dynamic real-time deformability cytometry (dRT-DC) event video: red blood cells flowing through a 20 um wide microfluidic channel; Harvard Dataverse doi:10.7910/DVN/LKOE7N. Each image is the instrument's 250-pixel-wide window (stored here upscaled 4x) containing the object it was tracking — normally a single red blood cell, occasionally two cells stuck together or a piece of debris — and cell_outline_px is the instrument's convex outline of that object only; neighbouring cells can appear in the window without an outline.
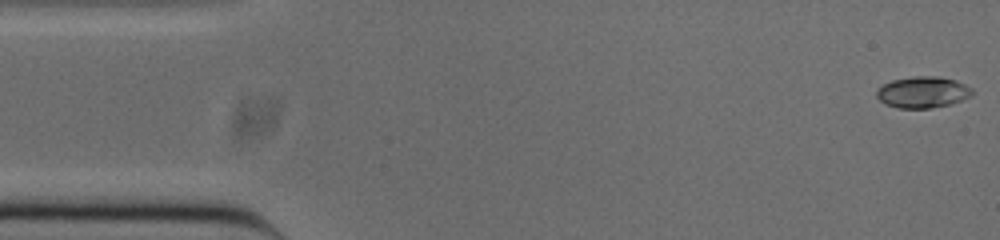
{"species": "common noctule bat (a hibernating species)", "species_latin": "Nyctalus noctula", "temperature_condition": "cold", "stored_images_in_passage": 52, "camera_frame_rate_fps": 3000, "um_per_image_px": 0.085, "animal": {"sex": "male", "body_mass_g": 20.0, "forearm_length_mm": 53.3}, "frame": {"image": 1, "passage_image": 1, "time_ms": 0.0, "image_size_px": [1000, 240], "cell_outline_px": [[972, 96], [948, 104], [932, 108], [896, 108], [884, 104], [876, 96], [876, 88], [892, 80], [912, 76], [940, 76], [956, 80], [972, 88]], "centroid_in_image_um": [78.4, 7.83], "position_along_channel_um": 6.6, "area_um2": 17.57}}
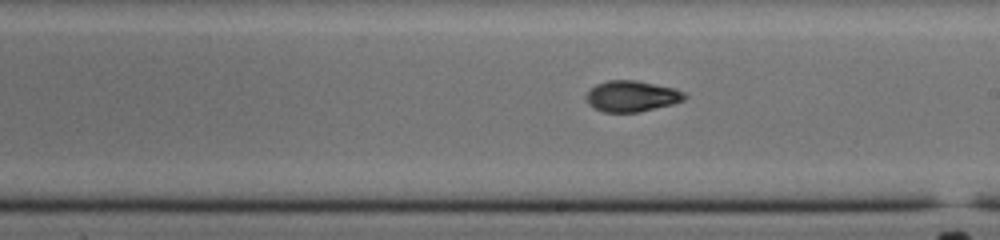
{"frame": {"image": 2, "passage_image": 28, "time_ms": 9.0, "image_size_px": [1000, 240], "cell_outline_px": [[688, 96], [684, 100], [672, 104], [636, 112], [604, 112], [592, 108], [588, 104], [588, 92], [596, 84], [608, 80], [636, 80], [672, 88], [684, 92]], "centroid_in_image_um": [53.69, 8.18], "position_along_channel_um": 235.3, "area_um2": 17.51}}
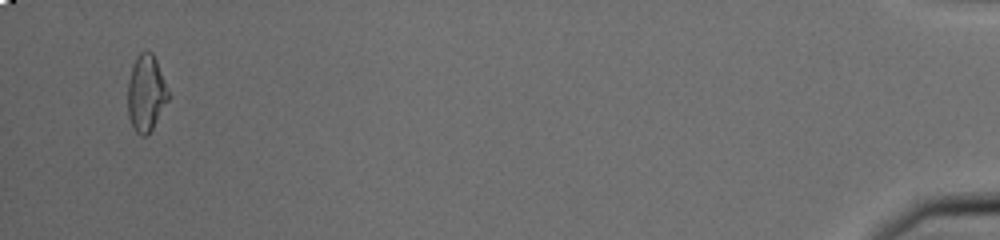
{"frame": {"image": 3, "passage_image": 50, "time_ms": 16.333, "image_size_px": [1000, 240], "cell_outline_px": [[172, 96], [152, 128], [144, 136], [140, 136], [132, 128], [128, 116], [128, 80], [132, 64], [136, 56], [144, 48], [148, 48], [152, 52], [156, 60]], "centroid_in_image_um": [12.43, 7.87], "position_along_channel_um": 422.8, "area_um2": 18.61}, "authors_computed_cell_mechanics": {"area_um2": 17.4267, "velocity_mm_per_s": 3.8696, "shape_relaxation_time_tau1_ms": 4.0587, "shape_relaxation_time_tau2_ms": 2.8405, "deformation_change_tau1": 0.1668, "deformation_change_tau2": 0.0887}}